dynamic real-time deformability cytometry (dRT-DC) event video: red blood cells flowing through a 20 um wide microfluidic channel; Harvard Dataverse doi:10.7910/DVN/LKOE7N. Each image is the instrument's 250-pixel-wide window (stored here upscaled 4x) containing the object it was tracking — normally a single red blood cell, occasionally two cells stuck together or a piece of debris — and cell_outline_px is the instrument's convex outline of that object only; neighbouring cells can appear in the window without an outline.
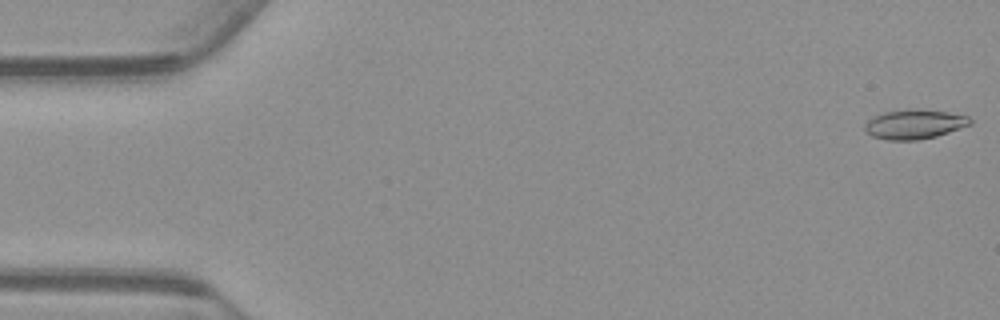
{"species": "common noctule bat (a hibernating species)", "species_latin": "Nyctalus noctula", "temperature_condition": "warm", "stored_images_in_passage": 55, "camera_frame_rate_fps": 3000, "um_per_image_px": 0.085, "animal": {"sex": "male", "body_mass_g": 23.1, "forearm_length_mm": 52.7}, "frame": {"image": 1, "passage_image": 1, "time_ms": 0.0, "image_size_px": [1000, 320], "cell_outline_px": [[972, 124], [936, 136], [916, 140], [888, 140], [872, 136], [864, 128], [864, 124], [868, 120], [884, 112], [948, 112], [968, 116], [972, 120]], "centroid_in_image_um": [77.73, 10.61], "position_along_channel_um": 7.3, "area_um2": 17.05}}
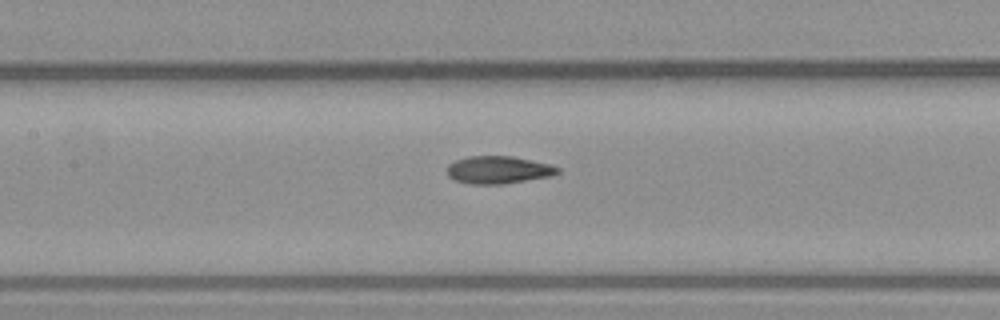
{"frame": {"image": 2, "passage_image": 25, "time_ms": 8.0, "image_size_px": [1000, 320], "cell_outline_px": [[560, 172], [548, 176], [504, 184], [468, 184], [456, 180], [448, 176], [448, 164], [456, 160], [468, 156], [512, 156], [548, 164], [560, 168]], "centroid_in_image_um": [42.33, 14.44], "position_along_channel_um": 165.1, "area_um2": 17.57}}
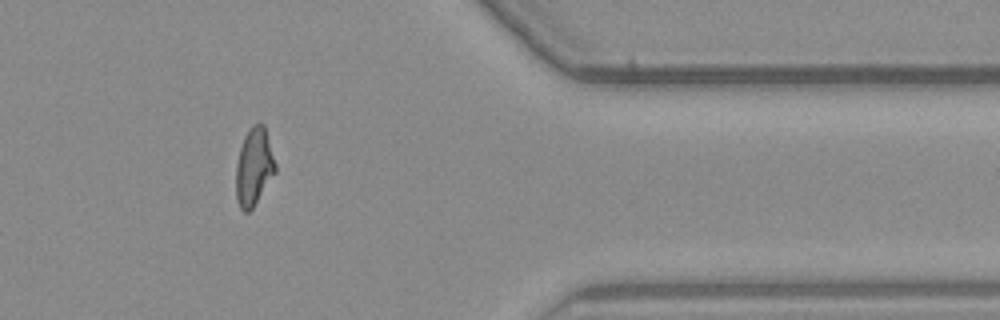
{"frame": {"image": 3, "passage_image": 45, "time_ms": 14.667, "image_size_px": [1000, 320], "cell_outline_px": [[276, 172], [252, 208], [248, 212], [244, 212], [240, 208], [236, 200], [236, 164], [240, 148], [244, 136], [252, 124], [264, 124], [276, 164]], "centroid_in_image_um": [21.58, 14.18], "position_along_channel_um": 389.8, "area_um2": 17.74}, "authors_computed_cell_mechanics": {"area_um2": 17.8024, "velocity_mm_per_s": 3.7445, "shape_relaxation_time_tau1_ms": 5.756, "shape_relaxation_time_tau2_ms": 2.4731, "deformation_change_tau1": 0.1894, "deformation_change_tau2": 0.09}}